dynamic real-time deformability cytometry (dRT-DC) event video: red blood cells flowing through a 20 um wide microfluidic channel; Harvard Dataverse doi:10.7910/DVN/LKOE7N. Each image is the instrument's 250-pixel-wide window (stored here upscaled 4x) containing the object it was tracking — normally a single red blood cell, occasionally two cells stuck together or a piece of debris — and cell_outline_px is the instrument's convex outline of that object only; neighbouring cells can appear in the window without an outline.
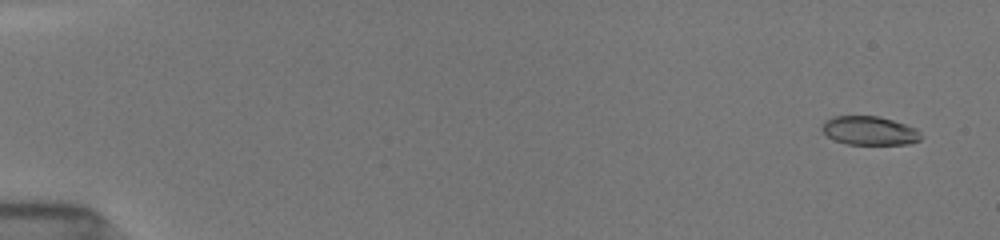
{"species": "common noctule bat (a hibernating species)", "species_latin": "Nyctalus noctula", "temperature_condition": "room temperature", "stored_images_in_passage": 28, "camera_frame_rate_fps": 3000, "um_per_image_px": 0.085, "animal": {"sex": "female", "body_mass_g": 19.5, "forearm_length_mm": 54.1}, "frame": {"image": 1, "passage_image": 2, "time_ms": 0.667, "image_size_px": [1000, 240], "cell_outline_px": [[924, 136], [920, 140], [908, 144], [848, 144], [836, 140], [828, 136], [820, 128], [824, 120], [832, 116], [880, 116], [916, 128]], "centroid_in_image_um": [73.91, 11.1], "position_along_channel_um": 11.1, "area_um2": 16.65}}
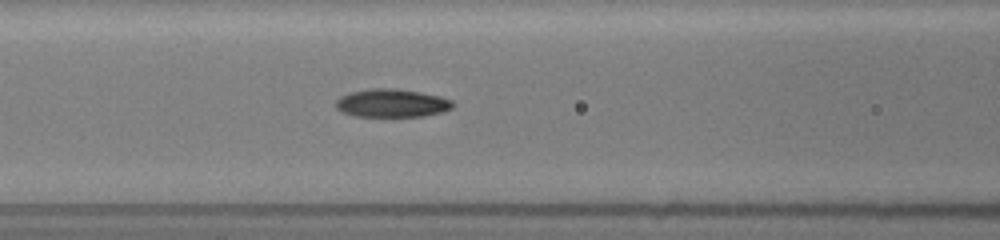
{"frame": {"image": 2, "passage_image": 15, "time_ms": 7.667, "image_size_px": [1000, 240], "cell_outline_px": [[452, 108], [440, 112], [424, 116], [352, 116], [336, 108], [336, 100], [340, 96], [352, 92], [372, 88], [396, 88], [420, 92], [440, 96], [452, 100]], "centroid_in_image_um": [33.29, 8.76], "position_along_channel_um": 133.3, "area_um2": 19.07}}
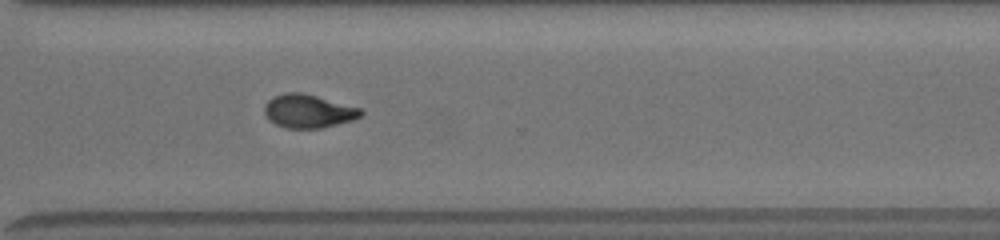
{"frame": {"image": 3, "passage_image": 28, "time_ms": 13.0, "image_size_px": [1000, 240], "cell_outline_px": [[364, 112], [360, 116], [352, 120], [320, 128], [288, 128], [276, 124], [264, 112], [264, 104], [272, 96], [284, 92], [304, 92], [360, 108]], "centroid_in_image_um": [26.19, 9.42], "position_along_channel_um": 344.4, "area_um2": 18.67}}